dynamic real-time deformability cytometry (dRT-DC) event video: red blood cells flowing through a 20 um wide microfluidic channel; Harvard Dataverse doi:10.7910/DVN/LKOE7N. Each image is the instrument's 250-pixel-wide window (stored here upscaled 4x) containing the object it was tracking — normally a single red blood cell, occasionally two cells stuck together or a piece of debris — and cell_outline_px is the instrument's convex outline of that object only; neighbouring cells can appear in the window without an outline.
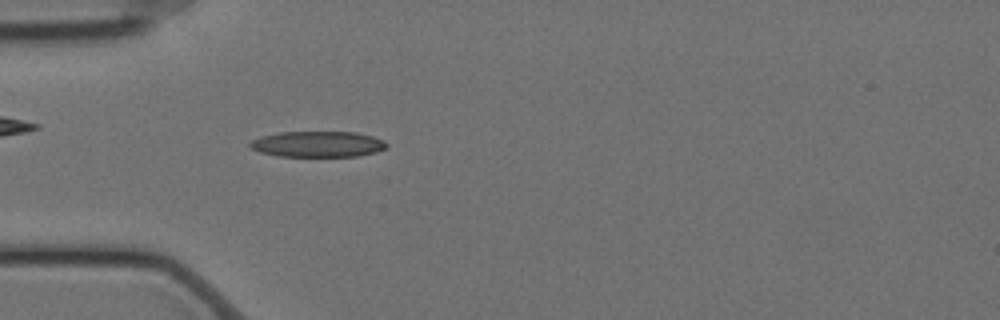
{"species": "Egyptian fruit bat (a non-hibernating species)", "species_latin": "Rousettus aegyptiacus", "temperature_condition": "cold", "stored_images_in_passage": 46, "camera_frame_rate_fps": 3000, "um_per_image_px": 0.085, "animal": {"sex": "female"}, "frame": {"image": 1, "passage_image": 5, "time_ms": 1.333, "image_size_px": [1000, 320], "cell_outline_px": [[388, 148], [376, 152], [356, 156], [280, 156], [260, 152], [252, 148], [248, 144], [252, 140], [260, 136], [280, 132], [356, 132], [372, 136], [384, 140], [388, 144]], "centroid_in_image_um": [27.04, 12.25], "position_along_channel_um": 58.0, "area_um2": 20.58}}
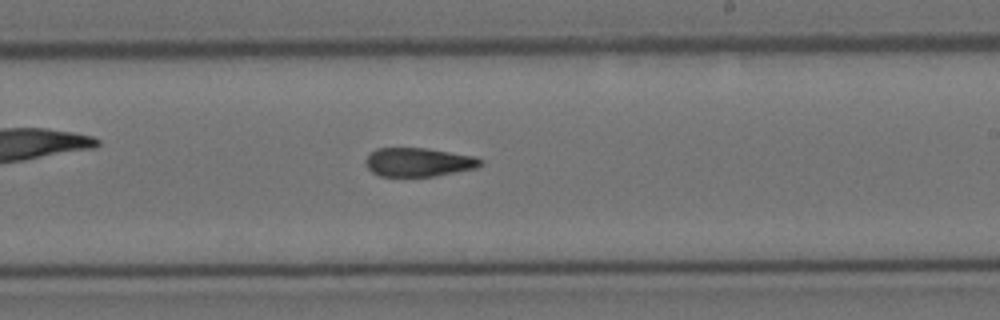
{"frame": {"image": 2, "passage_image": 22, "time_ms": 7.0, "image_size_px": [1000, 320], "cell_outline_px": [[484, 164], [476, 168], [436, 176], [380, 176], [372, 172], [364, 164], [364, 160], [376, 148], [428, 148], [476, 156], [484, 160]], "centroid_in_image_um": [35.61, 13.78], "position_along_channel_um": 253.4, "area_um2": 19.48}}
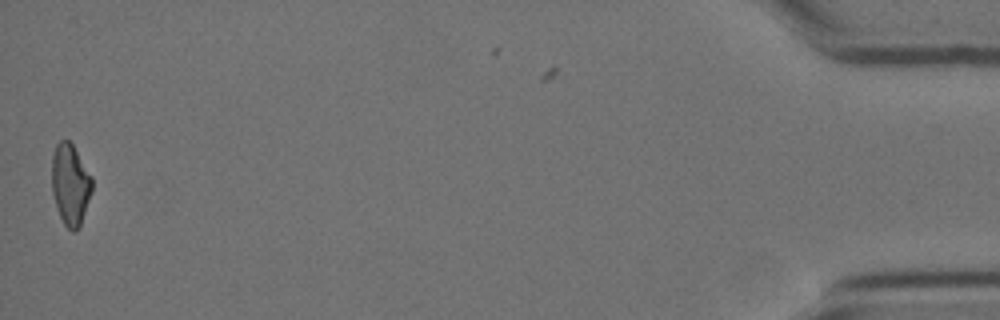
{"frame": {"image": 3, "passage_image": 45, "time_ms": 14.667, "image_size_px": [1000, 320], "cell_outline_px": [[92, 192], [80, 228], [72, 232], [64, 224], [60, 216], [52, 192], [52, 156], [56, 144], [60, 140], [68, 140], [72, 144], [92, 176]], "centroid_in_image_um": [5.99, 15.69], "position_along_channel_um": 429.2, "area_um2": 19.07}, "authors_computed_cell_mechanics": {"area_um2": 19.941, "velocity_mm_per_s": 3.5132, "shape_relaxation_time_tau1_ms": null, "shape_relaxation_time_tau2_ms": 6.1798, "deformation_change_tau1": null, "deformation_change_tau2": 0.1618}}